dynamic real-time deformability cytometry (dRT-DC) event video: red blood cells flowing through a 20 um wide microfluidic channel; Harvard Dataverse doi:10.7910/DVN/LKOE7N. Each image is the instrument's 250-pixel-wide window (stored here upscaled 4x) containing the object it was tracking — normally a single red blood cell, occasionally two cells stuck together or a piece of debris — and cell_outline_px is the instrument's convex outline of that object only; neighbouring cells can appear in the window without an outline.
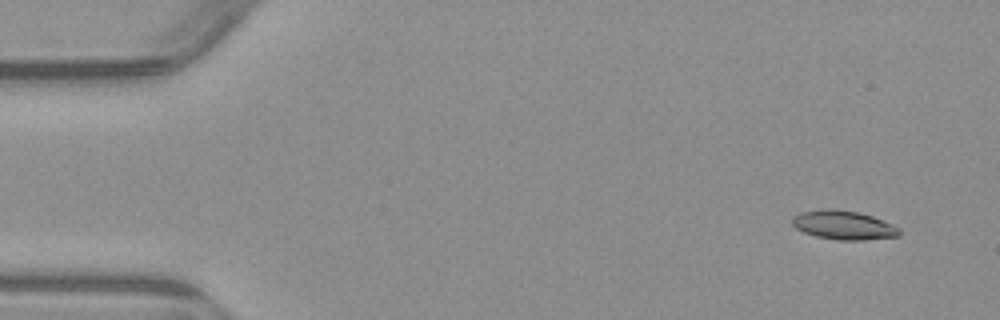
{"species": "common noctule bat (a hibernating species)", "species_latin": "Nyctalus noctula", "temperature_condition": "warm", "stored_images_in_passage": 4, "camera_frame_rate_fps": 3000, "um_per_image_px": 0.085, "animal": {"sex": "male", "body_mass_g": 23.1, "forearm_length_mm": 52.7}, "frame": {"image": 1, "passage_image": 1, "time_ms": 0.0, "image_size_px": [1000, 320], "cell_outline_px": [[900, 236], [864, 240], [840, 240], [816, 236], [804, 232], [796, 228], [792, 224], [792, 216], [800, 212], [820, 208], [832, 208], [856, 212], [872, 216], [892, 224], [900, 228]], "centroid_in_image_um": [71.68, 19.12], "position_along_channel_um": 13.3, "area_um2": 18.15}}
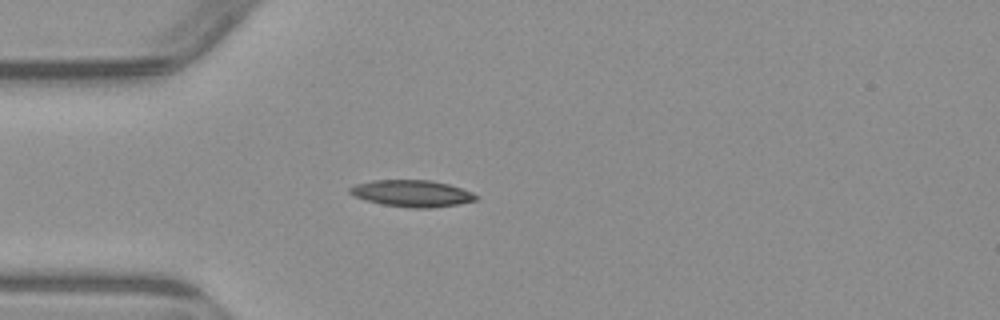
{"frame": {"image": 2, "passage_image": 4, "time_ms": 3.667, "image_size_px": [1000, 320], "cell_outline_px": [[480, 196], [476, 200], [456, 204], [432, 208], [412, 208], [384, 204], [368, 200], [356, 196], [348, 192], [348, 188], [356, 184], [372, 180], [428, 180], [448, 184], [472, 192]], "centroid_in_image_um": [35.03, 16.43], "position_along_channel_um": 50.0, "area_um2": 19.36}}